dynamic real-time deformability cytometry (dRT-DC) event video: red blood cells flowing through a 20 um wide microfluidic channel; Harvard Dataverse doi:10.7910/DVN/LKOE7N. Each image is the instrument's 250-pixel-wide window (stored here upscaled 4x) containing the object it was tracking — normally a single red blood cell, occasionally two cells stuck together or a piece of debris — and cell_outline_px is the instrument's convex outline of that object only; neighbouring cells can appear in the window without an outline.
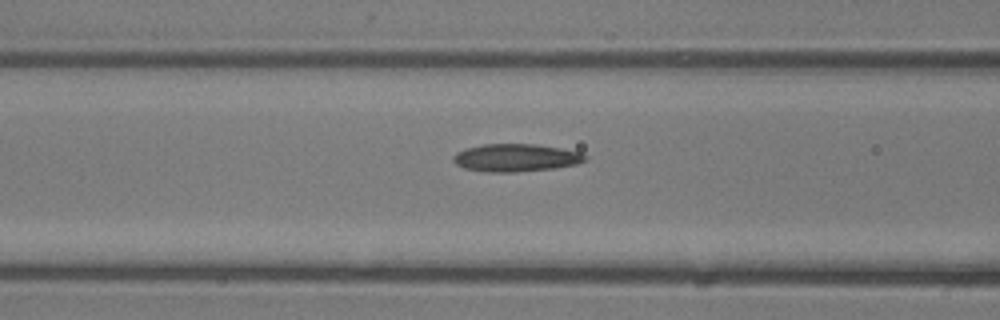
{"species": "common noctule bat (a hibernating species)", "species_latin": "Nyctalus noctula", "temperature_condition": "room temperature", "stored_images_in_passage": 9, "camera_frame_rate_fps": 3000, "um_per_image_px": 0.085, "animal": {"sex": "male", "body_mass_g": 13.3}, "frame": {"image": 1, "passage_image": 7, "time_ms": 2.0, "image_size_px": [1000, 320], "cell_outline_px": [[588, 160], [576, 164], [556, 168], [516, 172], [484, 172], [464, 168], [456, 164], [452, 160], [452, 156], [456, 152], [468, 148], [484, 144], [532, 144], [560, 148], [580, 152], [588, 156]], "centroid_in_image_um": [43.85, 13.42], "position_along_channel_um": 122.7, "area_um2": 21.39}}